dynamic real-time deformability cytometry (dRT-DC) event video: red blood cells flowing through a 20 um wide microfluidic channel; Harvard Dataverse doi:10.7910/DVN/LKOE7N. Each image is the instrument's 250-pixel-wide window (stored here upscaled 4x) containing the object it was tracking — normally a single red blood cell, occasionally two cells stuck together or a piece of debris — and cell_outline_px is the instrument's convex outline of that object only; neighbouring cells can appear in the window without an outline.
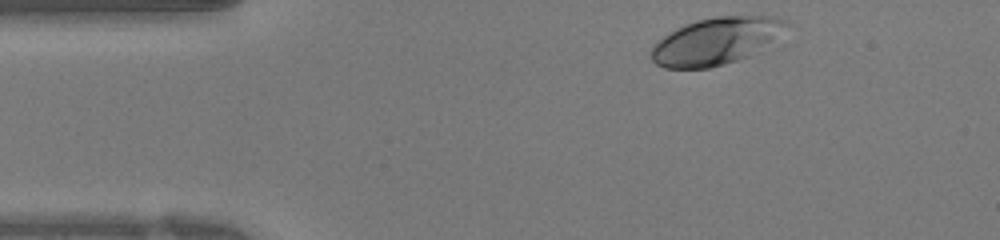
{"species": "human", "species_latin": "Homo sapiens", "temperature_condition": "warm", "stored_images_in_passage": 37, "camera_frame_rate_fps": 3000, "um_per_image_px": 0.085, "donor": {"sex": "female"}, "frame": {"image": 1, "passage_image": 1, "time_ms": 0.0, "image_size_px": [1000, 240], "cell_outline_px": [[788, 24], [748, 56], [724, 64], [708, 68], [664, 68], [656, 64], [652, 60], [648, 52], [656, 40], [696, 20], [716, 16], [776, 16], [784, 20]], "centroid_in_image_um": [60.72, 3.5], "position_along_channel_um": 24.3, "area_um2": 35.89}}
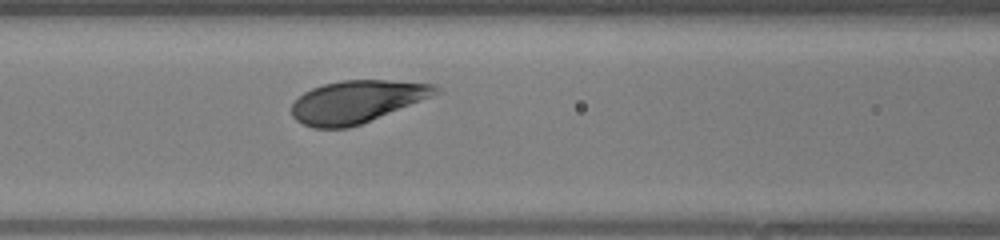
{"frame": {"image": 2, "passage_image": 12, "time_ms": 3.667, "image_size_px": [1000, 240], "cell_outline_px": [[440, 92], [432, 96], [360, 124], [348, 128], [312, 128], [296, 120], [292, 116], [292, 104], [304, 92], [312, 88], [324, 84], [340, 80], [388, 80], [436, 84], [440, 88]], "centroid_in_image_um": [30.32, 8.63], "position_along_channel_um": 136.3, "area_um2": 35.32}}
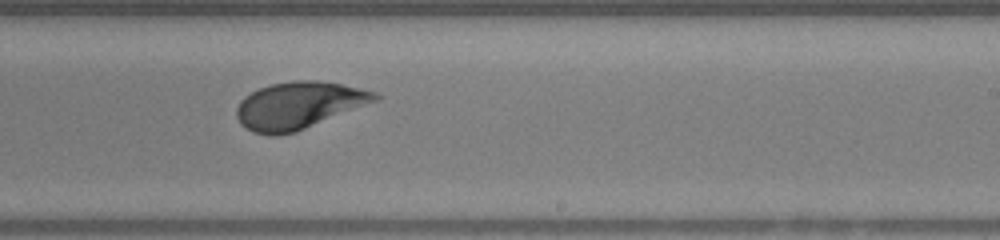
{"frame": {"image": 3, "passage_image": 20, "time_ms": 6.333, "image_size_px": [1000, 240], "cell_outline_px": [[380, 100], [296, 132], [276, 136], [268, 136], [252, 132], [240, 124], [236, 116], [236, 108], [240, 100], [244, 96], [260, 88], [272, 84], [296, 80], [320, 80], [340, 84], [376, 92], [380, 96]], "centroid_in_image_um": [25.38, 8.97], "position_along_channel_um": 263.6, "area_um2": 38.21}}